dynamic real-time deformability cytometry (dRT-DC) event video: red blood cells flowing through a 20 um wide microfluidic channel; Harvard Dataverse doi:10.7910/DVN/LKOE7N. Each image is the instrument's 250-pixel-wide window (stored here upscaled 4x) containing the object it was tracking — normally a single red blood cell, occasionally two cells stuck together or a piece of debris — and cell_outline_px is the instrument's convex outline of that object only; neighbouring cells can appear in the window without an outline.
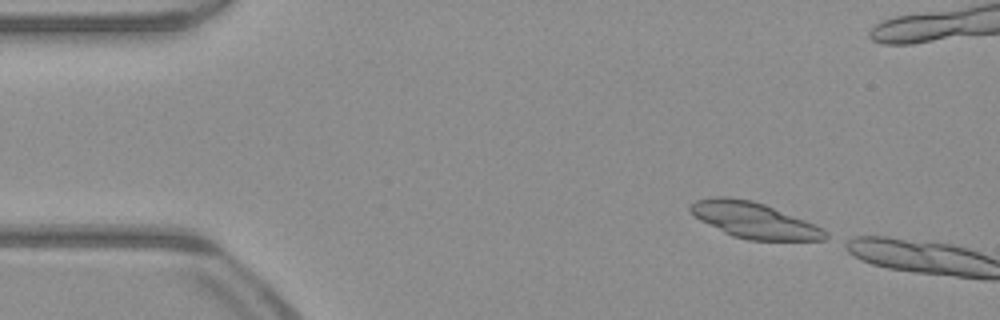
{"species": "common noctule bat (a hibernating species)", "species_latin": "Nyctalus noctula", "temperature_condition": "warm", "stored_images_in_passage": 3, "camera_frame_rate_fps": 3000, "um_per_image_px": 0.085, "animal": {"sex": "male", "body_mass_g": 23.1, "forearm_length_mm": 52.7}, "frame": {"image": 1, "passage_image": 1, "time_ms": 0.0, "image_size_px": [1000, 320], "cell_outline_px": [[828, 236], [824, 240], [748, 240], [732, 236], [700, 220], [688, 208], [696, 200], [716, 196], [724, 196], [752, 200], [764, 204], [824, 228], [828, 232]], "centroid_in_image_um": [64.11, 18.72], "position_along_channel_um": 20.9, "area_um2": 27.86}}